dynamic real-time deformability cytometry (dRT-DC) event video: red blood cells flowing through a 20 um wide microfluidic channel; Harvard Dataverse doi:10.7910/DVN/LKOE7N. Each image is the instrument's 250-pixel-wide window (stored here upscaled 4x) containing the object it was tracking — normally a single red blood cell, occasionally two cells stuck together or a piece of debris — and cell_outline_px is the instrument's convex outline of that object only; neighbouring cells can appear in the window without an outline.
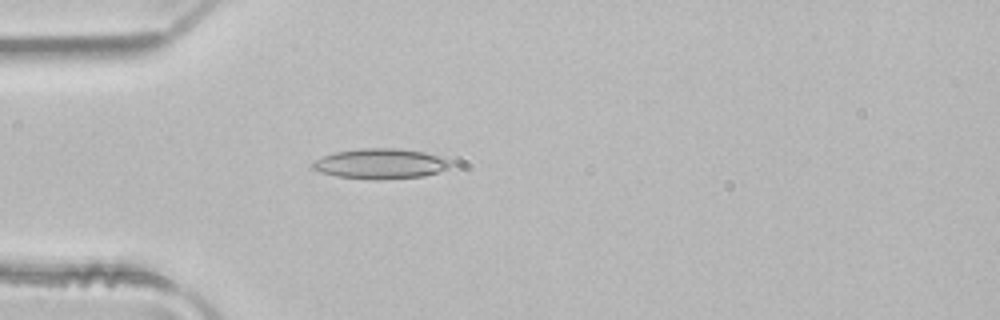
{"species": "common noctule bat (a hibernating species)", "species_latin": "Nyctalus noctula", "temperature_condition": "room temperature", "stored_images_in_passage": 3, "camera_frame_rate_fps": 3000, "um_per_image_px": 0.085, "animal": {"sex": "male", "body_mass_g": 21.5, "forearm_length_mm": 52.0}, "frame": {"image": 1, "passage_image": 3, "time_ms": 0.667, "image_size_px": [1000, 320], "cell_outline_px": [[452, 164], [448, 168], [424, 176], [380, 180], [376, 180], [336, 176], [320, 172], [308, 168], [316, 160], [324, 156], [336, 152], [360, 148], [396, 148], [424, 152], [448, 160]], "centroid_in_image_um": [32.29, 13.92], "position_along_channel_um": 52.7, "area_um2": 24.16}}